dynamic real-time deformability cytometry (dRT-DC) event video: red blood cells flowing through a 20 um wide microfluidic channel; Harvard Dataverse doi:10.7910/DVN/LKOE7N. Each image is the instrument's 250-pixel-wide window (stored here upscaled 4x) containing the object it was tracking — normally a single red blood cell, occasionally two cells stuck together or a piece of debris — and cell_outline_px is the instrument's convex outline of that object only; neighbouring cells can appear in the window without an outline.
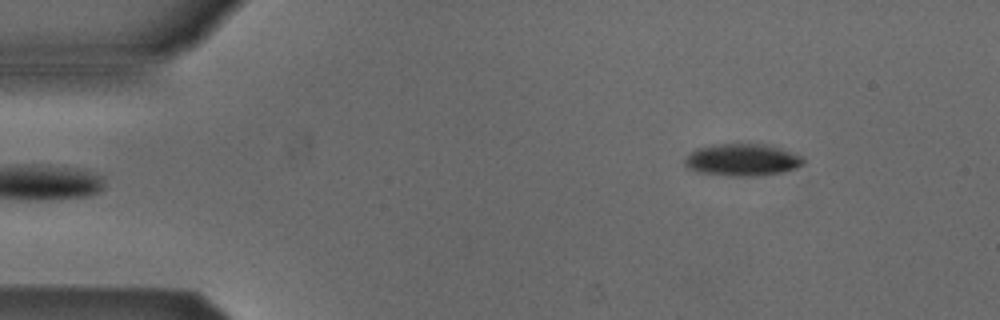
{"species": "Egyptian fruit bat (a non-hibernating species)", "species_latin": "Rousettus aegyptiacus", "temperature_condition": "cold", "stored_images_in_passage": 5, "camera_frame_rate_fps": 3000, "um_per_image_px": 0.085, "animal": {"sex": "male"}, "frame": {"image": 1, "passage_image": 5, "time_ms": 1.333, "image_size_px": [1000, 320], "cell_outline_px": [[804, 164], [796, 168], [784, 172], [760, 176], [732, 176], [700, 172], [688, 168], [684, 164], [684, 160], [692, 152], [700, 148], [720, 144], [760, 144], [776, 148], [800, 156], [804, 160]], "centroid_in_image_um": [63.1, 13.62], "position_along_channel_um": 21.9, "area_um2": 21.68}}